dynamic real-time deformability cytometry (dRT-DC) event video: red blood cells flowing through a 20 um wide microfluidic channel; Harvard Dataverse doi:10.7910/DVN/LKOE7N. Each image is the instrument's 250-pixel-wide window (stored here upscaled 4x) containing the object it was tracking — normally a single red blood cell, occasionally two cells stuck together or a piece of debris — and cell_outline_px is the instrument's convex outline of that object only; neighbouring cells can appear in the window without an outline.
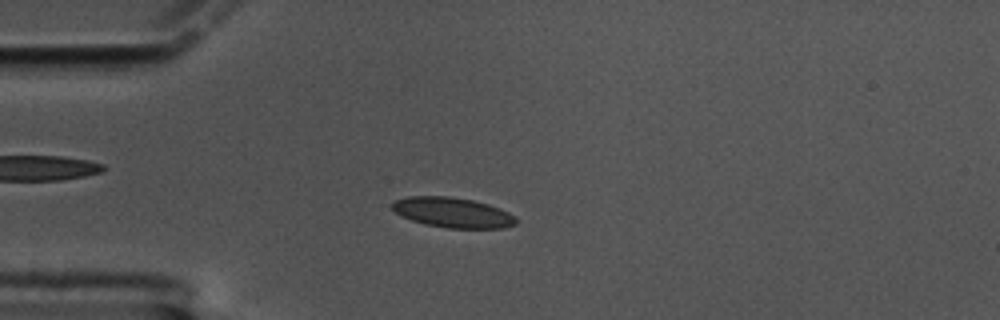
{"species": "common noctule bat (a hibernating species)", "species_latin": "Nyctalus noctula", "temperature_condition": "cold", "stored_images_in_passage": 46, "camera_frame_rate_fps": 3000, "um_per_image_px": 0.085, "animal": {"sex": "male", "body_mass_g": 17.5, "forearm_length_mm": 52.3}, "frame": {"image": 1, "passage_image": 2, "time_ms": 0.333, "image_size_px": [1000, 320], "cell_outline_px": [[516, 224], [504, 228], [448, 228], [424, 224], [400, 216], [392, 208], [392, 204], [396, 200], [408, 196], [448, 196], [472, 200], [488, 204], [500, 208], [516, 216]], "centroid_in_image_um": [38.49, 18.07], "position_along_channel_um": 46.5, "area_um2": 21.73}}
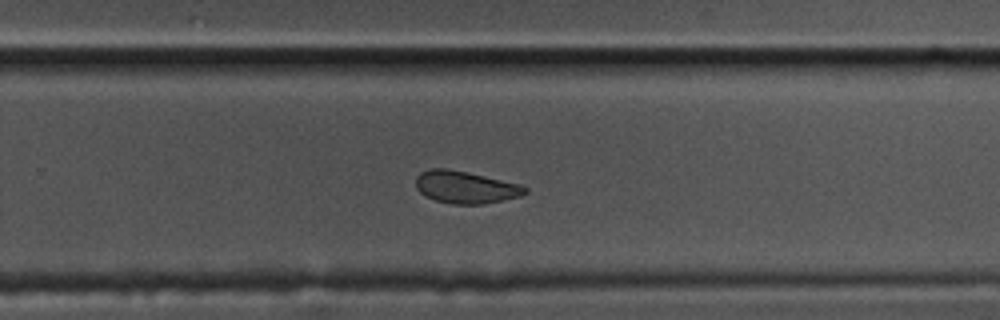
{"frame": {"image": 2, "passage_image": 25, "time_ms": 8.0, "image_size_px": [1000, 320], "cell_outline_px": [[528, 192], [520, 196], [484, 204], [452, 204], [436, 200], [424, 196], [416, 188], [416, 176], [420, 172], [428, 168], [448, 168], [520, 184], [528, 188]], "centroid_in_image_um": [39.54, 15.91], "position_along_channel_um": 290.3, "area_um2": 20.58}}
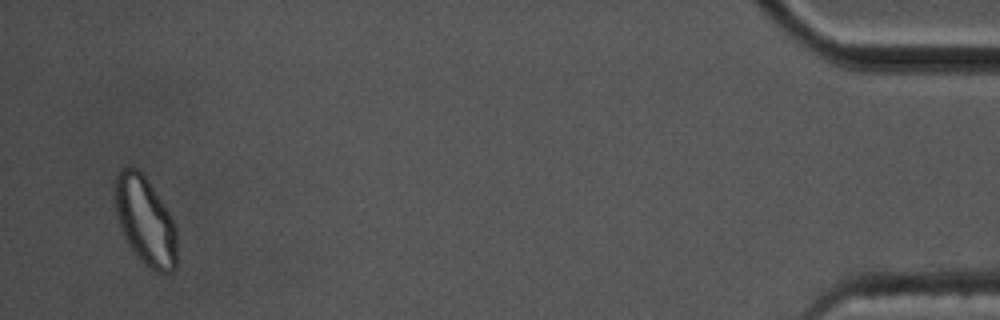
{"frame": {"image": 3, "passage_image": 44, "time_ms": 14.333, "image_size_px": [1000, 320], "cell_outline_px": [[176, 268], [172, 272], [156, 272], [144, 264], [140, 260], [128, 244], [120, 228], [116, 216], [112, 200], [116, 172], [120, 168], [136, 168], [144, 176], [164, 204], [172, 216], [176, 224]], "centroid_in_image_um": [12.31, 18.76], "position_along_channel_um": 422.9, "area_um2": 32.37}, "authors_computed_cell_mechanics": {"area_um2": 21.5883, "velocity_mm_per_s": 3.386, "shape_relaxation_time_tau1_ms": 4.6277, "shape_relaxation_time_tau2_ms": 5.6612, "deformation_change_tau1": 0.0901, "deformation_change_tau2": 0.0921}}